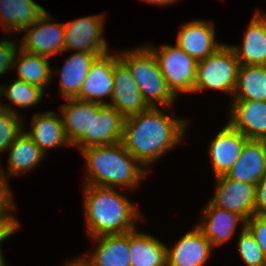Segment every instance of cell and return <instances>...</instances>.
<instances>
[{"instance_id": "25", "label": "cell", "mask_w": 266, "mask_h": 266, "mask_svg": "<svg viewBox=\"0 0 266 266\" xmlns=\"http://www.w3.org/2000/svg\"><path fill=\"white\" fill-rule=\"evenodd\" d=\"M131 266H167V246L146 233L129 231Z\"/></svg>"}, {"instance_id": "3", "label": "cell", "mask_w": 266, "mask_h": 266, "mask_svg": "<svg viewBox=\"0 0 266 266\" xmlns=\"http://www.w3.org/2000/svg\"><path fill=\"white\" fill-rule=\"evenodd\" d=\"M86 159L87 180L84 185L126 187L133 189L145 176V170L123 143L91 146L81 150Z\"/></svg>"}, {"instance_id": "16", "label": "cell", "mask_w": 266, "mask_h": 266, "mask_svg": "<svg viewBox=\"0 0 266 266\" xmlns=\"http://www.w3.org/2000/svg\"><path fill=\"white\" fill-rule=\"evenodd\" d=\"M124 120L112 106L92 102L90 147L122 142Z\"/></svg>"}, {"instance_id": "10", "label": "cell", "mask_w": 266, "mask_h": 266, "mask_svg": "<svg viewBox=\"0 0 266 266\" xmlns=\"http://www.w3.org/2000/svg\"><path fill=\"white\" fill-rule=\"evenodd\" d=\"M113 80L114 88L111 103H107V105L112 106L124 118L150 108L143 99L131 71L120 58L114 63Z\"/></svg>"}, {"instance_id": "4", "label": "cell", "mask_w": 266, "mask_h": 266, "mask_svg": "<svg viewBox=\"0 0 266 266\" xmlns=\"http://www.w3.org/2000/svg\"><path fill=\"white\" fill-rule=\"evenodd\" d=\"M118 56L128 66L143 99L150 107H157V104L163 108L173 105L177 97L169 89L155 55L147 46L125 50Z\"/></svg>"}, {"instance_id": "27", "label": "cell", "mask_w": 266, "mask_h": 266, "mask_svg": "<svg viewBox=\"0 0 266 266\" xmlns=\"http://www.w3.org/2000/svg\"><path fill=\"white\" fill-rule=\"evenodd\" d=\"M234 100L266 101V65H240Z\"/></svg>"}, {"instance_id": "24", "label": "cell", "mask_w": 266, "mask_h": 266, "mask_svg": "<svg viewBox=\"0 0 266 266\" xmlns=\"http://www.w3.org/2000/svg\"><path fill=\"white\" fill-rule=\"evenodd\" d=\"M102 54H91L86 52H75L68 57L60 73V93L65 99L77 98L82 84L89 72L90 66L95 58Z\"/></svg>"}, {"instance_id": "36", "label": "cell", "mask_w": 266, "mask_h": 266, "mask_svg": "<svg viewBox=\"0 0 266 266\" xmlns=\"http://www.w3.org/2000/svg\"><path fill=\"white\" fill-rule=\"evenodd\" d=\"M18 228H0V243L11 236Z\"/></svg>"}, {"instance_id": "5", "label": "cell", "mask_w": 266, "mask_h": 266, "mask_svg": "<svg viewBox=\"0 0 266 266\" xmlns=\"http://www.w3.org/2000/svg\"><path fill=\"white\" fill-rule=\"evenodd\" d=\"M239 67L235 52L223 43L204 60L198 61L193 92L211 88L234 95Z\"/></svg>"}, {"instance_id": "19", "label": "cell", "mask_w": 266, "mask_h": 266, "mask_svg": "<svg viewBox=\"0 0 266 266\" xmlns=\"http://www.w3.org/2000/svg\"><path fill=\"white\" fill-rule=\"evenodd\" d=\"M201 223L197 227L211 242L212 247L223 244L235 233L237 224L240 222L246 226V219L234 212L226 211L208 202L203 213Z\"/></svg>"}, {"instance_id": "38", "label": "cell", "mask_w": 266, "mask_h": 266, "mask_svg": "<svg viewBox=\"0 0 266 266\" xmlns=\"http://www.w3.org/2000/svg\"><path fill=\"white\" fill-rule=\"evenodd\" d=\"M146 2H148V3H152V4H160V5H169V4H171V3H173V2H175V1H177V0H145Z\"/></svg>"}, {"instance_id": "21", "label": "cell", "mask_w": 266, "mask_h": 266, "mask_svg": "<svg viewBox=\"0 0 266 266\" xmlns=\"http://www.w3.org/2000/svg\"><path fill=\"white\" fill-rule=\"evenodd\" d=\"M235 181L257 185L266 177V161L259 140L248 139L238 160L225 174Z\"/></svg>"}, {"instance_id": "40", "label": "cell", "mask_w": 266, "mask_h": 266, "mask_svg": "<svg viewBox=\"0 0 266 266\" xmlns=\"http://www.w3.org/2000/svg\"><path fill=\"white\" fill-rule=\"evenodd\" d=\"M1 244H2V242L0 243V266H6V263H5V258H4V256H3V251H1L2 249H1Z\"/></svg>"}, {"instance_id": "31", "label": "cell", "mask_w": 266, "mask_h": 266, "mask_svg": "<svg viewBox=\"0 0 266 266\" xmlns=\"http://www.w3.org/2000/svg\"><path fill=\"white\" fill-rule=\"evenodd\" d=\"M238 239L239 253L247 266H266V257L246 226L242 227Z\"/></svg>"}, {"instance_id": "34", "label": "cell", "mask_w": 266, "mask_h": 266, "mask_svg": "<svg viewBox=\"0 0 266 266\" xmlns=\"http://www.w3.org/2000/svg\"><path fill=\"white\" fill-rule=\"evenodd\" d=\"M14 41H0V75L7 72L8 69L14 68L15 56L18 52V45Z\"/></svg>"}, {"instance_id": "26", "label": "cell", "mask_w": 266, "mask_h": 266, "mask_svg": "<svg viewBox=\"0 0 266 266\" xmlns=\"http://www.w3.org/2000/svg\"><path fill=\"white\" fill-rule=\"evenodd\" d=\"M10 152L8 157V169L11 176L26 173L39 165L44 158V152L23 132L8 147Z\"/></svg>"}, {"instance_id": "30", "label": "cell", "mask_w": 266, "mask_h": 266, "mask_svg": "<svg viewBox=\"0 0 266 266\" xmlns=\"http://www.w3.org/2000/svg\"><path fill=\"white\" fill-rule=\"evenodd\" d=\"M18 112L9 105L0 104V153L8 147L23 132V122Z\"/></svg>"}, {"instance_id": "2", "label": "cell", "mask_w": 266, "mask_h": 266, "mask_svg": "<svg viewBox=\"0 0 266 266\" xmlns=\"http://www.w3.org/2000/svg\"><path fill=\"white\" fill-rule=\"evenodd\" d=\"M84 208L91 238L125 234L136 229L141 218L130 200L112 187L84 185Z\"/></svg>"}, {"instance_id": "7", "label": "cell", "mask_w": 266, "mask_h": 266, "mask_svg": "<svg viewBox=\"0 0 266 266\" xmlns=\"http://www.w3.org/2000/svg\"><path fill=\"white\" fill-rule=\"evenodd\" d=\"M104 15L87 16L64 23V51L73 50L91 54L108 52L103 36Z\"/></svg>"}, {"instance_id": "37", "label": "cell", "mask_w": 266, "mask_h": 266, "mask_svg": "<svg viewBox=\"0 0 266 266\" xmlns=\"http://www.w3.org/2000/svg\"><path fill=\"white\" fill-rule=\"evenodd\" d=\"M67 266H88L87 262L83 259V257L76 258L74 260H69Z\"/></svg>"}, {"instance_id": "28", "label": "cell", "mask_w": 266, "mask_h": 266, "mask_svg": "<svg viewBox=\"0 0 266 266\" xmlns=\"http://www.w3.org/2000/svg\"><path fill=\"white\" fill-rule=\"evenodd\" d=\"M19 50L14 60V67L18 66L16 67L19 76L17 79L45 89L53 77L52 73L55 72H52L49 66L50 58L25 52L20 47Z\"/></svg>"}, {"instance_id": "11", "label": "cell", "mask_w": 266, "mask_h": 266, "mask_svg": "<svg viewBox=\"0 0 266 266\" xmlns=\"http://www.w3.org/2000/svg\"><path fill=\"white\" fill-rule=\"evenodd\" d=\"M118 59V52L117 55H110L107 52L97 56L90 66L77 99L107 105L102 97H109L111 101L114 88V63Z\"/></svg>"}, {"instance_id": "14", "label": "cell", "mask_w": 266, "mask_h": 266, "mask_svg": "<svg viewBox=\"0 0 266 266\" xmlns=\"http://www.w3.org/2000/svg\"><path fill=\"white\" fill-rule=\"evenodd\" d=\"M248 139L227 123L210 143V157L215 178L225 175L238 160Z\"/></svg>"}, {"instance_id": "20", "label": "cell", "mask_w": 266, "mask_h": 266, "mask_svg": "<svg viewBox=\"0 0 266 266\" xmlns=\"http://www.w3.org/2000/svg\"><path fill=\"white\" fill-rule=\"evenodd\" d=\"M92 240L98 245L91 256L89 253L83 256L88 266H131L129 232L102 235Z\"/></svg>"}, {"instance_id": "23", "label": "cell", "mask_w": 266, "mask_h": 266, "mask_svg": "<svg viewBox=\"0 0 266 266\" xmlns=\"http://www.w3.org/2000/svg\"><path fill=\"white\" fill-rule=\"evenodd\" d=\"M46 10L33 0H0V22L4 31L20 32L38 21Z\"/></svg>"}, {"instance_id": "35", "label": "cell", "mask_w": 266, "mask_h": 266, "mask_svg": "<svg viewBox=\"0 0 266 266\" xmlns=\"http://www.w3.org/2000/svg\"><path fill=\"white\" fill-rule=\"evenodd\" d=\"M255 214L266 215V177L256 185Z\"/></svg>"}, {"instance_id": "6", "label": "cell", "mask_w": 266, "mask_h": 266, "mask_svg": "<svg viewBox=\"0 0 266 266\" xmlns=\"http://www.w3.org/2000/svg\"><path fill=\"white\" fill-rule=\"evenodd\" d=\"M146 46L155 55L167 85L176 97L181 92H193L198 63L194 58L178 45Z\"/></svg>"}, {"instance_id": "32", "label": "cell", "mask_w": 266, "mask_h": 266, "mask_svg": "<svg viewBox=\"0 0 266 266\" xmlns=\"http://www.w3.org/2000/svg\"><path fill=\"white\" fill-rule=\"evenodd\" d=\"M5 174L0 167V228H18L20 222L10 213L15 206Z\"/></svg>"}, {"instance_id": "33", "label": "cell", "mask_w": 266, "mask_h": 266, "mask_svg": "<svg viewBox=\"0 0 266 266\" xmlns=\"http://www.w3.org/2000/svg\"><path fill=\"white\" fill-rule=\"evenodd\" d=\"M246 227L253 234L266 257V215L255 214L246 220Z\"/></svg>"}, {"instance_id": "17", "label": "cell", "mask_w": 266, "mask_h": 266, "mask_svg": "<svg viewBox=\"0 0 266 266\" xmlns=\"http://www.w3.org/2000/svg\"><path fill=\"white\" fill-rule=\"evenodd\" d=\"M66 100L67 104L60 107L65 133L71 145L79 146L81 151L90 147L92 102L77 98Z\"/></svg>"}, {"instance_id": "12", "label": "cell", "mask_w": 266, "mask_h": 266, "mask_svg": "<svg viewBox=\"0 0 266 266\" xmlns=\"http://www.w3.org/2000/svg\"><path fill=\"white\" fill-rule=\"evenodd\" d=\"M176 45L197 62L204 60L223 44L217 43L213 23L193 20L182 25Z\"/></svg>"}, {"instance_id": "29", "label": "cell", "mask_w": 266, "mask_h": 266, "mask_svg": "<svg viewBox=\"0 0 266 266\" xmlns=\"http://www.w3.org/2000/svg\"><path fill=\"white\" fill-rule=\"evenodd\" d=\"M44 91L41 87L29 84L24 80L16 79L9 86L0 85V99L2 95H6L19 108H29L39 103L44 95Z\"/></svg>"}, {"instance_id": "15", "label": "cell", "mask_w": 266, "mask_h": 266, "mask_svg": "<svg viewBox=\"0 0 266 266\" xmlns=\"http://www.w3.org/2000/svg\"><path fill=\"white\" fill-rule=\"evenodd\" d=\"M228 123L247 139L266 137V101L233 100Z\"/></svg>"}, {"instance_id": "1", "label": "cell", "mask_w": 266, "mask_h": 266, "mask_svg": "<svg viewBox=\"0 0 266 266\" xmlns=\"http://www.w3.org/2000/svg\"><path fill=\"white\" fill-rule=\"evenodd\" d=\"M187 122L150 107L125 118L122 143L142 165L149 166L181 142Z\"/></svg>"}, {"instance_id": "18", "label": "cell", "mask_w": 266, "mask_h": 266, "mask_svg": "<svg viewBox=\"0 0 266 266\" xmlns=\"http://www.w3.org/2000/svg\"><path fill=\"white\" fill-rule=\"evenodd\" d=\"M240 65H266V12L256 11L244 34L242 46H232Z\"/></svg>"}, {"instance_id": "13", "label": "cell", "mask_w": 266, "mask_h": 266, "mask_svg": "<svg viewBox=\"0 0 266 266\" xmlns=\"http://www.w3.org/2000/svg\"><path fill=\"white\" fill-rule=\"evenodd\" d=\"M211 252V242L196 227L185 233L172 249L167 247V266H204Z\"/></svg>"}, {"instance_id": "8", "label": "cell", "mask_w": 266, "mask_h": 266, "mask_svg": "<svg viewBox=\"0 0 266 266\" xmlns=\"http://www.w3.org/2000/svg\"><path fill=\"white\" fill-rule=\"evenodd\" d=\"M51 16L45 12L38 21L26 27V35L21 41L20 49L25 52L52 57L64 51V23H50Z\"/></svg>"}, {"instance_id": "39", "label": "cell", "mask_w": 266, "mask_h": 266, "mask_svg": "<svg viewBox=\"0 0 266 266\" xmlns=\"http://www.w3.org/2000/svg\"><path fill=\"white\" fill-rule=\"evenodd\" d=\"M260 141V144H261V147H262V150H263V154H264V157H265V161H266V137H262L260 139H258Z\"/></svg>"}, {"instance_id": "22", "label": "cell", "mask_w": 266, "mask_h": 266, "mask_svg": "<svg viewBox=\"0 0 266 266\" xmlns=\"http://www.w3.org/2000/svg\"><path fill=\"white\" fill-rule=\"evenodd\" d=\"M32 130L27 135L44 152L59 146H72L68 141L62 117L55 112L36 113L31 122Z\"/></svg>"}, {"instance_id": "9", "label": "cell", "mask_w": 266, "mask_h": 266, "mask_svg": "<svg viewBox=\"0 0 266 266\" xmlns=\"http://www.w3.org/2000/svg\"><path fill=\"white\" fill-rule=\"evenodd\" d=\"M217 190L209 201L212 205L243 216L255 215L256 185L235 181L222 175L215 178Z\"/></svg>"}]
</instances>
